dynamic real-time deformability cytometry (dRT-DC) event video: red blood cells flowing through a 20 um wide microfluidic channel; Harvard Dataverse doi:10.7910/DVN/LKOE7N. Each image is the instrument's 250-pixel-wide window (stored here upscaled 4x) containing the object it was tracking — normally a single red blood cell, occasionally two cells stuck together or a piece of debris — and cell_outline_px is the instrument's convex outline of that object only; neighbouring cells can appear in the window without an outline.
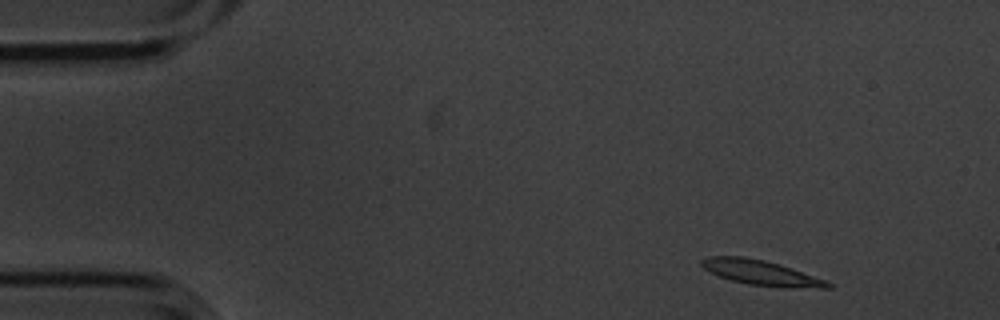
{"species": "common noctule bat (a hibernating species)", "species_latin": "Nyctalus noctula", "temperature_condition": "cold", "stored_images_in_passage": 4, "camera_frame_rate_fps": 3000, "um_per_image_px": 0.085, "animal": {"sex": "male", "body_mass_g": 20.1, "forearm_length_mm": 53.5}, "frame": {"image": 1, "passage_image": 1, "time_ms": 0.0, "image_size_px": [1000, 320], "cell_outline_px": [[832, 288], [788, 288], [748, 284], [732, 280], [720, 276], [704, 268], [700, 264], [700, 260], [708, 256], [744, 256], [764, 260], [780, 264], [792, 268], [824, 280], [832, 284]], "centroid_in_image_um": [64.69, 23.18], "position_along_channel_um": 20.3, "area_um2": 18.26}}
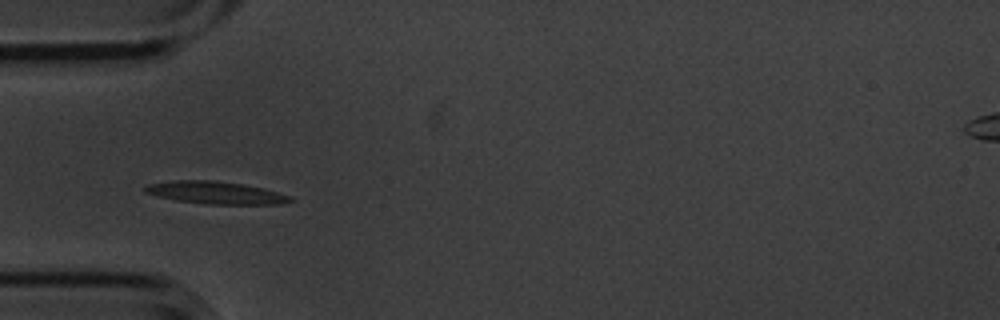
{"frame": {"image": 2, "passage_image": 4, "time_ms": 1.0, "image_size_px": [1000, 320], "cell_outline_px": [[296, 200], [280, 204], [204, 204], [176, 200], [156, 196], [144, 192], [144, 188], [148, 184], [176, 180], [212, 180], [240, 184], [264, 188], [292, 196]], "centroid_in_image_um": [18.35, 16.38], "position_along_channel_um": 66.6, "area_um2": 19.02}}